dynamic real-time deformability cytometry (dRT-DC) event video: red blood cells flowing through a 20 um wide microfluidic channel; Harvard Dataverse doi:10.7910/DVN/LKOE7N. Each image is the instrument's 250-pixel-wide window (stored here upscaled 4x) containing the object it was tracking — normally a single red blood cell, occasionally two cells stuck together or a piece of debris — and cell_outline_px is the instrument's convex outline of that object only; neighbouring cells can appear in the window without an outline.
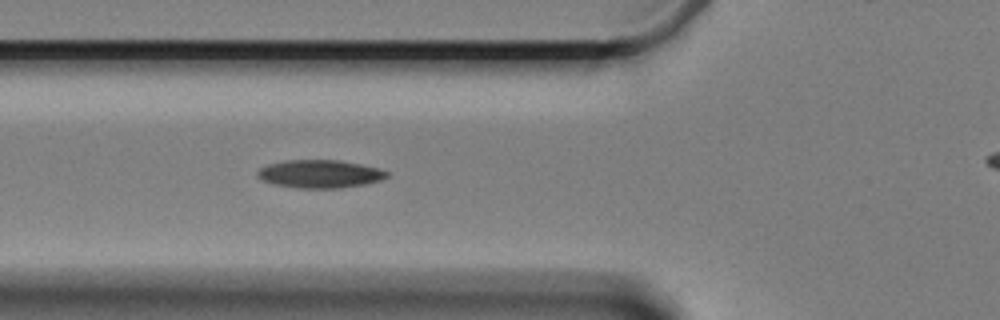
{"species": "Egyptian fruit bat (a non-hibernating species)", "species_latin": "Rousettus aegyptiacus", "temperature_condition": "cold", "stored_images_in_passage": 6, "camera_frame_rate_fps": 3000, "um_per_image_px": 0.085, "animal": {"sex": "female"}, "frame": {"image": 1, "passage_image": 5, "time_ms": 5.333, "image_size_px": [1000, 320], "cell_outline_px": [[388, 176], [380, 180], [368, 184], [340, 188], [296, 188], [272, 184], [256, 176], [256, 172], [260, 168], [268, 164], [284, 160], [340, 160], [360, 164], [376, 168], [388, 172]], "centroid_in_image_um": [27.16, 14.79], "position_along_channel_um": 98.6, "area_um2": 21.21}}